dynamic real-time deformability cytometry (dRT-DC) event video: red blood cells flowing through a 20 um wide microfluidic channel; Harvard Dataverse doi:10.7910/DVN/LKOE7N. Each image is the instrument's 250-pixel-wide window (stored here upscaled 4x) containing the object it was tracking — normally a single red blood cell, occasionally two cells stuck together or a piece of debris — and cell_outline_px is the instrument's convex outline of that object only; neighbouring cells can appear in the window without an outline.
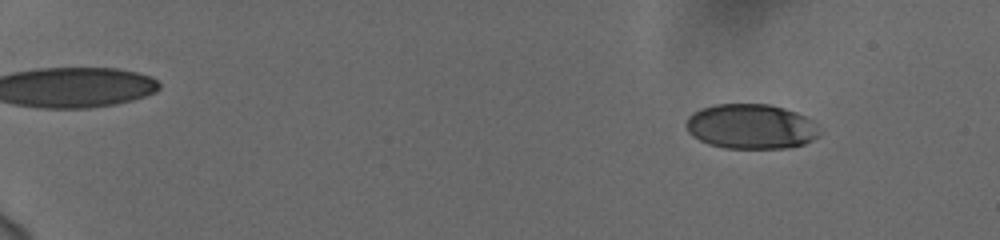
{"species": "human", "species_latin": "Homo sapiens", "temperature_condition": "cold", "stored_images_in_passage": 52, "camera_frame_rate_fps": 3000, "um_per_image_px": 0.085, "donor": {"sex": "female"}, "frame": {"image": 1, "passage_image": 2, "time_ms": 0.333, "image_size_px": [1000, 240], "cell_outline_px": [[820, 132], [812, 140], [804, 144], [784, 148], [724, 148], [708, 144], [692, 136], [688, 132], [684, 124], [688, 116], [692, 112], [700, 108], [716, 104], [772, 104], [796, 112], [812, 120]], "centroid_in_image_um": [63.78, 10.74], "position_along_channel_um": 21.2, "area_um2": 35.08}}
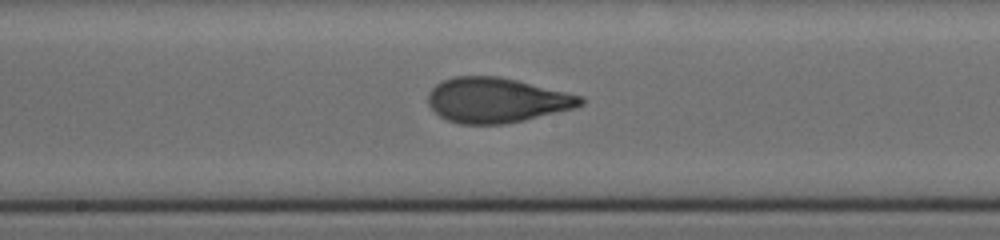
{"frame": {"image": 2, "passage_image": 29, "time_ms": 9.333, "image_size_px": [1000, 240], "cell_outline_px": [[584, 104], [572, 108], [524, 120], [504, 124], [460, 124], [448, 120], [440, 116], [428, 104], [428, 92], [436, 84], [452, 76], [500, 76], [580, 96], [584, 100]], "centroid_in_image_um": [42.15, 8.51], "position_along_channel_um": 206.0, "area_um2": 39.48}}
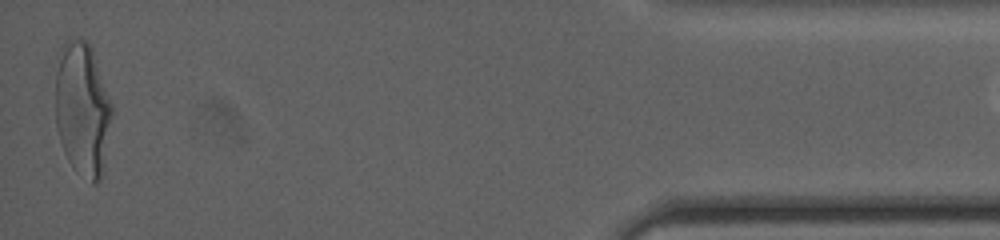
{"frame": {"image": 3, "passage_image": 52, "time_ms": 17.0, "image_size_px": [1000, 240], "cell_outline_px": [[112, 112], [104, 172], [100, 180], [96, 184], [92, 184], [76, 172], [72, 168], [64, 152], [60, 140], [56, 124], [56, 76], [60, 48], [68, 40], [84, 40], [92, 48], [112, 104]], "centroid_in_image_um": [7.02, 9.35], "position_along_channel_um": 428.2, "area_um2": 44.16}, "authors_computed_cell_mechanics": {"area_um2": 38.9861, "velocity_mm_per_s": 3.7429, "shape_relaxation_time_tau1_ms": 4.3617, "shape_relaxation_time_tau2_ms": 0.6835, "deformation_change_tau1": 0.1812, "deformation_change_tau2": 0.0679}}